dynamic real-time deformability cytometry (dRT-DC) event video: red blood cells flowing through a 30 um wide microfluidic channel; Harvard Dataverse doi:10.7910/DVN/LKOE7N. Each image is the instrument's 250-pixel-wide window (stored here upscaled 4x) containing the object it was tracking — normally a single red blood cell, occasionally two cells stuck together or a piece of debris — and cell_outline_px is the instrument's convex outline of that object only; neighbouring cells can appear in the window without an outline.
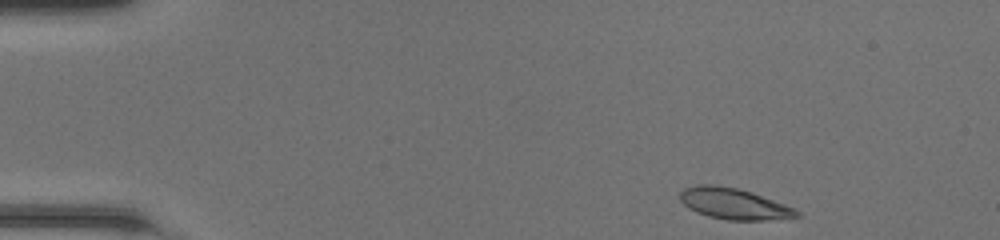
{"species": "common noctule bat (a hibernating species)", "species_latin": "Nyctalus noctula", "temperature_condition": "room temperature", "stored_images_in_passage": 43, "camera_frame_rate_fps": 3000, "um_per_image_px": 0.085, "animal": {"sex": "female", "body_mass_g": 20.0, "forearm_length_mm": 54.0}, "frame": {"image": 1, "passage_image": 1, "time_ms": 0.0, "image_size_px": [1000, 240], "cell_outline_px": [[804, 216], [764, 220], [728, 220], [708, 216], [696, 212], [688, 208], [680, 200], [680, 192], [684, 188], [696, 184], [716, 184], [736, 188], [752, 192], [796, 208]], "centroid_in_image_um": [62.39, 17.31], "position_along_channel_um": 22.6, "area_um2": 21.33}}
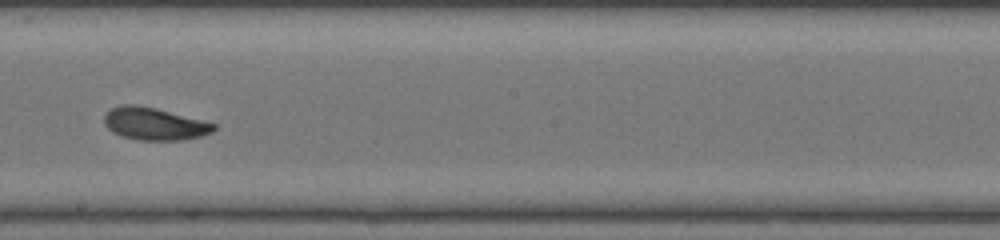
{"frame": {"image": 2, "passage_image": 23, "time_ms": 7.333, "image_size_px": [1000, 240], "cell_outline_px": [[216, 128], [212, 132], [200, 136], [180, 140], [136, 140], [120, 136], [112, 132], [104, 124], [104, 116], [112, 108], [120, 104], [136, 104], [156, 108], [216, 124]], "centroid_in_image_um": [13.08, 10.52], "position_along_channel_um": 235.1, "area_um2": 20.69}}
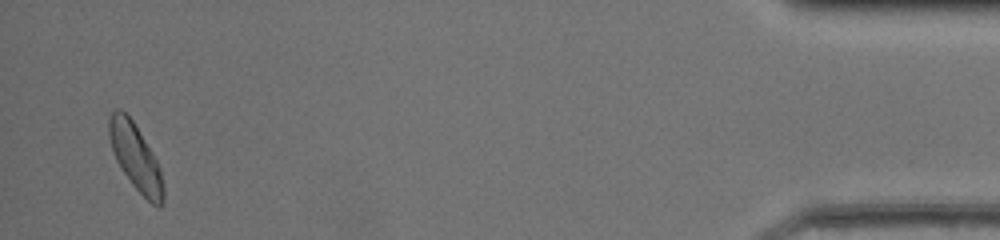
{"frame": {"image": 3, "passage_image": 42, "time_ms": 13.667, "image_size_px": [1000, 240], "cell_outline_px": [[164, 200], [160, 208], [156, 208], [132, 184], [120, 168], [116, 160], [108, 136], [108, 120], [112, 112], [116, 108], [120, 108], [132, 120], [156, 160], [160, 168], [164, 188]], "centroid_in_image_um": [11.52, 13.39], "position_along_channel_um": 423.7, "area_um2": 20.75}, "authors_computed_cell_mechanics": {"area_um2": 20.4612, "velocity_mm_per_s": 4.2462, "shape_relaxation_time_tau1_ms": 4.1385, "shape_relaxation_time_tau2_ms": 2.6837, "deformation_change_tau1": 0.1522, "deformation_change_tau2": 0.0664}}